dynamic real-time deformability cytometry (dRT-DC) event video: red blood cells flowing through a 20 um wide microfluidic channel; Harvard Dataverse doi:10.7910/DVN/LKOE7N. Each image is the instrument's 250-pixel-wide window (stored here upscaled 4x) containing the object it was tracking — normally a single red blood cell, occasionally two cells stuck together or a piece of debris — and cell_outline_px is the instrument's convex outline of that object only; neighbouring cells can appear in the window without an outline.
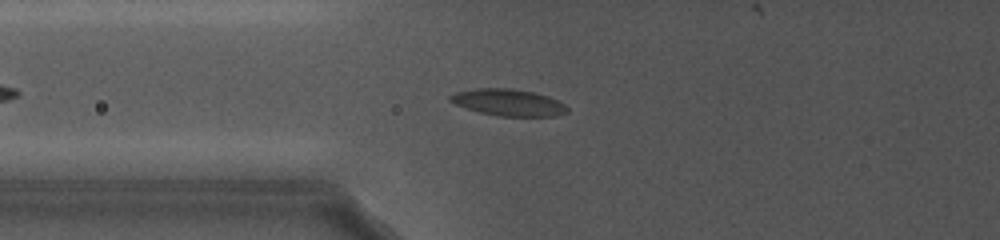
{"species": "common noctule bat (a hibernating species)", "species_latin": "Nyctalus noctula", "temperature_condition": "cold", "stored_images_in_passage": 44, "segment_of_instrument_passage": [1, 2], "camera_frame_rate_fps": 5000, "um_per_image_px": 0.085, "animal": {"sex": "female", "body_mass_g": 19.0, "forearm_length_mm": 56.7}, "frame": {"image": 1, "passage_image": 13, "time_ms": 3.0, "image_size_px": [1000, 240], "cell_outline_px": [[568, 112], [556, 116], [500, 116], [480, 112], [456, 104], [448, 100], [448, 96], [456, 92], [476, 88], [508, 88], [532, 92], [548, 96], [564, 104], [568, 108]], "centroid_in_image_um": [43.21, 8.71], "position_along_channel_um": 82.6, "area_um2": 18.03}}
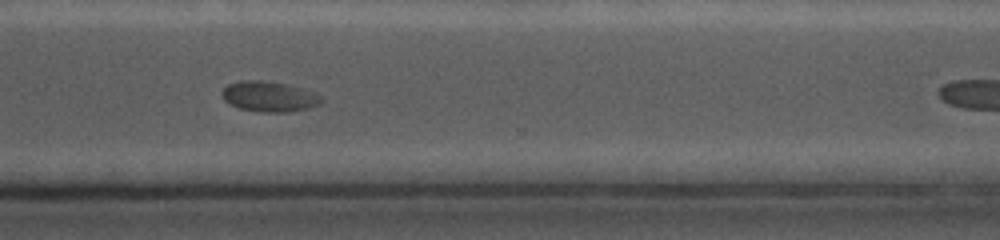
{"frame": {"image": 2, "passage_image": 35, "time_ms": 8.8, "image_size_px": [1000, 240], "cell_outline_px": [[324, 100], [308, 108], [288, 112], [260, 112], [240, 108], [224, 100], [220, 92], [228, 84], [244, 80], [256, 80], [284, 84], [316, 92]], "centroid_in_image_um": [22.86, 8.21], "position_along_channel_um": 347.7, "area_um2": 17.28}}
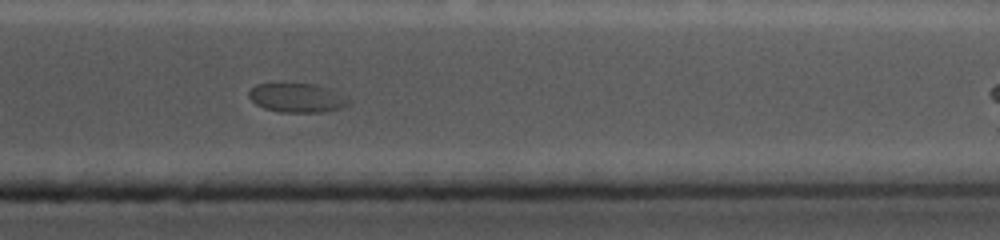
{"frame": {"image": 3, "passage_image": 40, "time_ms": 9.8, "image_size_px": [1000, 240], "cell_outline_px": [[352, 100], [348, 104], [340, 108], [328, 112], [280, 112], [264, 108], [256, 104], [248, 96], [248, 92], [256, 84], [272, 80], [280, 80], [316, 84], [328, 88]], "centroid_in_image_um": [25.19, 8.25], "position_along_channel_um": 386.2, "area_um2": 17.8}}